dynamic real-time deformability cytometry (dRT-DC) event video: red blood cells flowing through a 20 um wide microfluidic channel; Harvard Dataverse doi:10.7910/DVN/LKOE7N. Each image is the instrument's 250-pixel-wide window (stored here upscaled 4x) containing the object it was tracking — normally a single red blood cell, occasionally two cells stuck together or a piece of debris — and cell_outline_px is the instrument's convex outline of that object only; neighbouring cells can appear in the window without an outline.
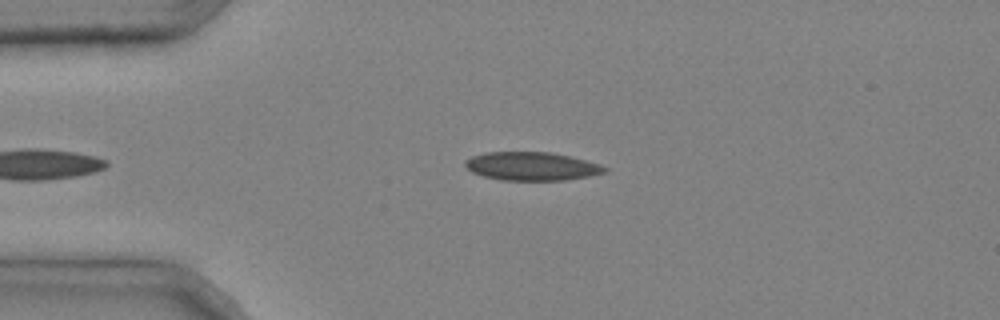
{"species": "common noctule bat (a hibernating species)", "species_latin": "Nyctalus noctula", "temperature_condition": "cold", "stored_images_in_passage": 4, "camera_frame_rate_fps": 3000, "um_per_image_px": 0.085, "animal": {"sex": "male", "body_mass_g": 20.4}, "frame": {"image": 1, "passage_image": 4, "time_ms": 1.0, "image_size_px": [1000, 320], "cell_outline_px": [[608, 172], [588, 176], [564, 180], [500, 180], [484, 176], [472, 172], [464, 164], [464, 160], [472, 156], [484, 152], [552, 152], [600, 164], [608, 168]], "centroid_in_image_um": [45.18, 14.13], "position_along_channel_um": 39.8, "area_um2": 23.06}}